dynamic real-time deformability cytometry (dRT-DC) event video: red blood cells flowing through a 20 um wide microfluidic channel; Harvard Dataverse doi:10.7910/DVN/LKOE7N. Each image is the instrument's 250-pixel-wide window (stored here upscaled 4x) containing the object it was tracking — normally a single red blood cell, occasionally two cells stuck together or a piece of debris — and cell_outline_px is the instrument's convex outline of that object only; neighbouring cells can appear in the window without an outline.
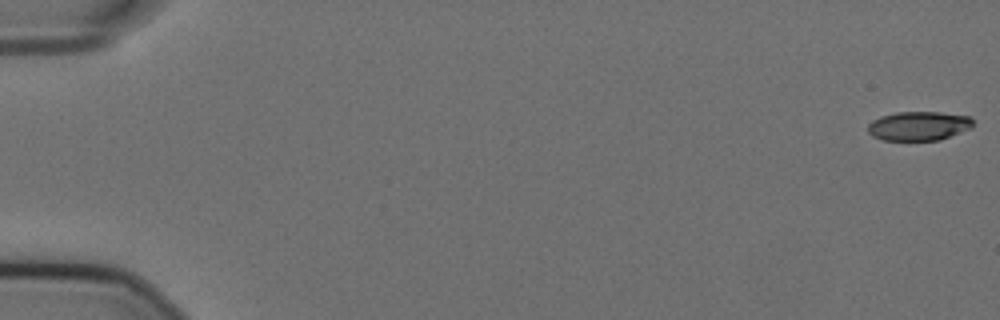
{"species": "Egyptian fruit bat (a non-hibernating species)", "species_latin": "Rousettus aegyptiacus", "temperature_condition": "cold", "stored_images_in_passage": 19, "camera_frame_rate_fps": 3000, "um_per_image_px": 0.085, "animal": {"sex": "female"}, "frame": {"image": 1, "passage_image": 1, "time_ms": 0.0, "image_size_px": [1000, 320], "cell_outline_px": [[972, 128], [940, 140], [884, 140], [872, 136], [868, 132], [868, 124], [872, 120], [880, 116], [896, 112], [940, 112], [972, 116]], "centroid_in_image_um": [78.1, 10.7], "position_along_channel_um": 6.9, "area_um2": 17.98}}
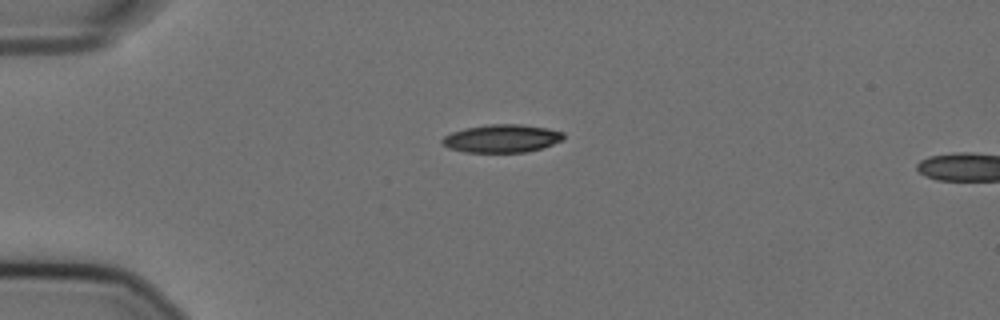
{"frame": {"image": 2, "passage_image": 15, "time_ms": 4.667, "image_size_px": [1000, 320], "cell_outline_px": [[564, 140], [540, 148], [524, 152], [464, 152], [448, 148], [440, 144], [440, 140], [444, 136], [452, 132], [464, 128], [488, 124], [524, 124], [548, 128], [564, 132]], "centroid_in_image_um": [42.63, 11.76], "position_along_channel_um": 42.4, "area_um2": 20.0}}